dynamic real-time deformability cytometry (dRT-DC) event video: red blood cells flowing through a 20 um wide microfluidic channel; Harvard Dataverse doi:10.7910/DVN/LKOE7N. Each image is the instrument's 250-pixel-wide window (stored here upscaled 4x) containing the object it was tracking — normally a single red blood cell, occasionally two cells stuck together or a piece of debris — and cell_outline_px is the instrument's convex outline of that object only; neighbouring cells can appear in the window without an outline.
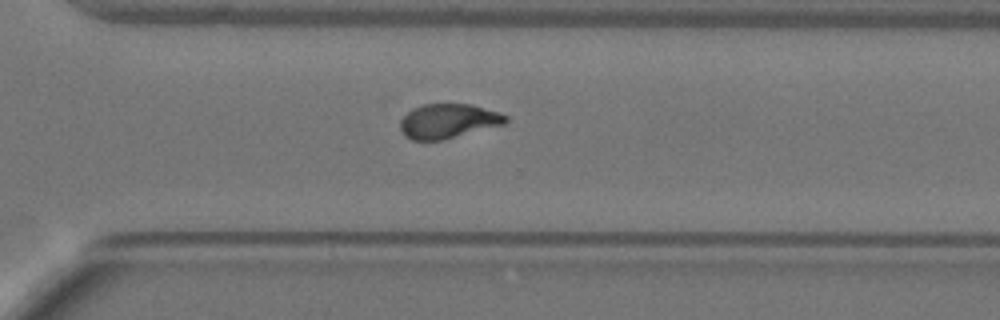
{"species": "Egyptian fruit bat (a non-hibernating species)", "species_latin": "Rousettus aegyptiacus", "temperature_condition": "warm", "stored_images_in_passage": 57, "camera_frame_rate_fps": 3000, "um_per_image_px": 0.085, "animal": {"sex": "female"}, "frame": {"image": 1, "passage_image": 46, "time_ms": 15.0, "image_size_px": [1000, 320], "cell_outline_px": [[508, 120], [504, 124], [444, 140], [412, 140], [404, 136], [400, 128], [400, 120], [412, 108], [424, 104], [472, 104], [500, 112], [508, 116]], "centroid_in_image_um": [38.1, 10.29], "position_along_channel_um": 332.5, "area_um2": 21.33}}
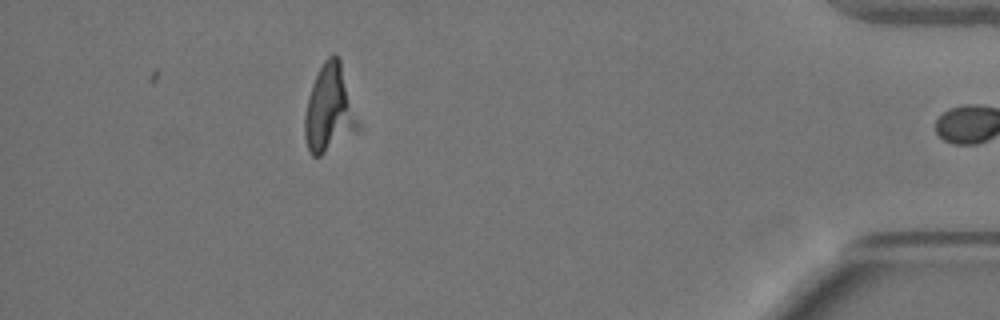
{"frame": {"image": 2, "passage_image": 57, "time_ms": 18.667, "image_size_px": [1000, 320], "cell_outline_px": [[360, 128], [356, 132], [320, 156], [312, 156], [308, 148], [304, 136], [304, 116], [308, 96], [312, 84], [324, 60], [332, 52], [336, 52], [340, 60], [360, 124]], "centroid_in_image_um": [28.0, 9.25], "position_along_channel_um": 407.2, "area_um2": 27.17}}